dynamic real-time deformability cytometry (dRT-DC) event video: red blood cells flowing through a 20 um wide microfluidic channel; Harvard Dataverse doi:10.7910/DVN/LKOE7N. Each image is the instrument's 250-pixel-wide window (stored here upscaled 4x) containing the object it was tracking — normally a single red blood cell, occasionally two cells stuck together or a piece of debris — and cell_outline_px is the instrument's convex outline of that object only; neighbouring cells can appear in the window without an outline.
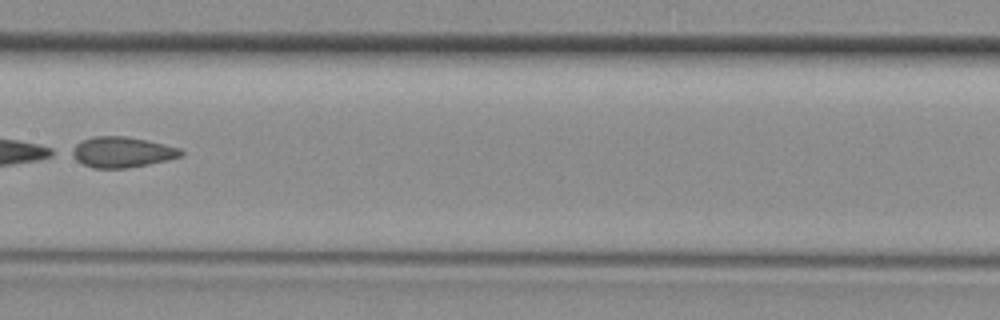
{"species": "common noctule bat (a hibernating species)", "species_latin": "Nyctalus noctula", "temperature_condition": "room temperature", "stored_images_in_passage": 31, "camera_frame_rate_fps": 3000, "um_per_image_px": 0.085, "animal": {"sex": "female", "body_mass_g": 29.2, "forearm_length_mm": 56.3}, "frame": {"image": 1, "passage_image": 13, "time_ms": 4.0, "image_size_px": [1000, 320], "cell_outline_px": [[184, 152], [180, 156], [148, 164], [128, 168], [92, 168], [76, 160], [68, 152], [80, 140], [92, 136], [128, 136], [148, 140], [180, 148]], "centroid_in_image_um": [10.31, 12.91], "position_along_channel_um": 197.1, "area_um2": 19.54}}
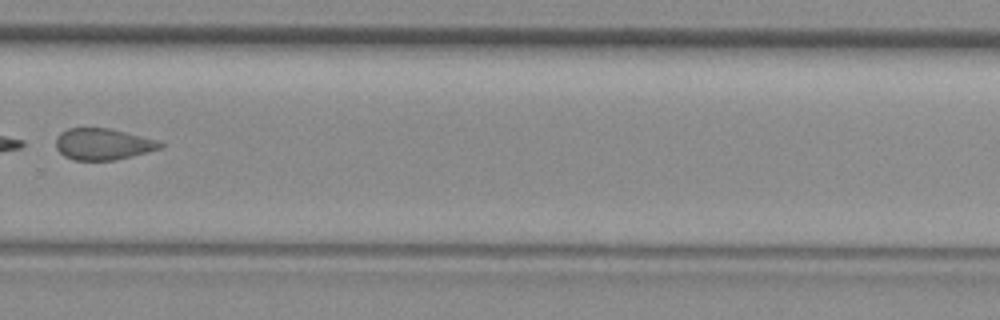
{"frame": {"image": 2, "passage_image": 20, "time_ms": 6.333, "image_size_px": [1000, 320], "cell_outline_px": [[164, 144], [160, 148], [116, 160], [72, 160], [64, 156], [56, 148], [56, 136], [60, 132], [68, 128], [108, 128], [156, 140]], "centroid_in_image_um": [8.68, 12.25], "position_along_channel_um": 321.1, "area_um2": 18.9}}
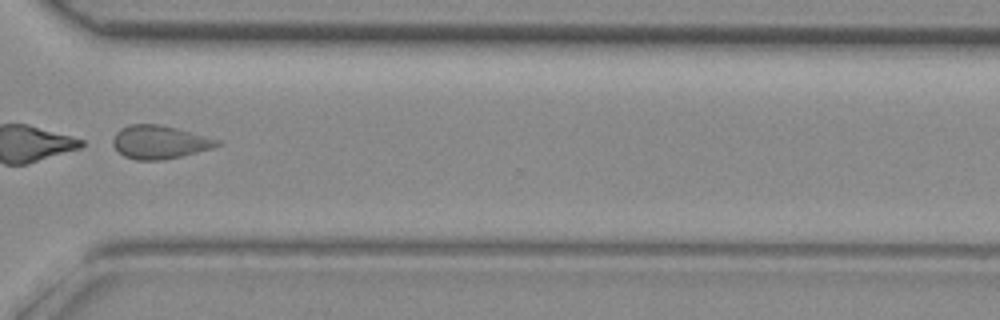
{"frame": {"image": 3, "passage_image": 22, "time_ms": 7.0, "image_size_px": [1000, 320], "cell_outline_px": [[220, 144], [212, 148], [164, 160], [136, 160], [124, 156], [112, 144], [112, 140], [116, 132], [120, 128], [128, 124], [160, 124], [176, 128], [220, 140]], "centroid_in_image_um": [13.52, 12.07], "position_along_channel_um": 357.1, "area_um2": 20.11}}